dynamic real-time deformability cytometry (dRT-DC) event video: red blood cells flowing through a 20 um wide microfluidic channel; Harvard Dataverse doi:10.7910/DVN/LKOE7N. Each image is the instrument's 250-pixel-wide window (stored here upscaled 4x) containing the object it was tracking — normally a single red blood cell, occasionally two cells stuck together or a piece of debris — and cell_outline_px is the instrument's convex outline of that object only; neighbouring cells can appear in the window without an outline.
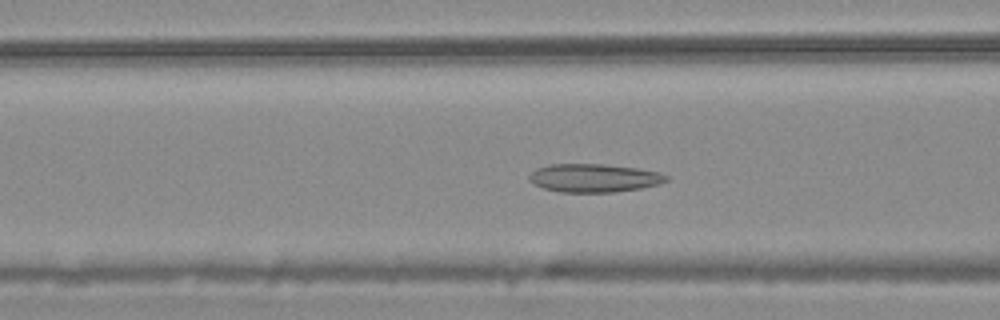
{"species": "common noctule bat (a hibernating species)", "species_latin": "Nyctalus noctula", "temperature_condition": "warm", "stored_images_in_passage": 54, "camera_frame_rate_fps": 3000, "um_per_image_px": 0.085, "animal": {"sex": "male", "body_mass_g": 20.4}, "frame": {"image": 1, "passage_image": 20, "time_ms": 6.333, "image_size_px": [1000, 320], "cell_outline_px": [[668, 180], [660, 184], [640, 188], [616, 192], [560, 192], [544, 188], [528, 180], [528, 176], [536, 168], [552, 164], [604, 164], [636, 168], [660, 172], [668, 176]], "centroid_in_image_um": [50.5, 15.13], "position_along_channel_um": 116.1, "area_um2": 22.6}}
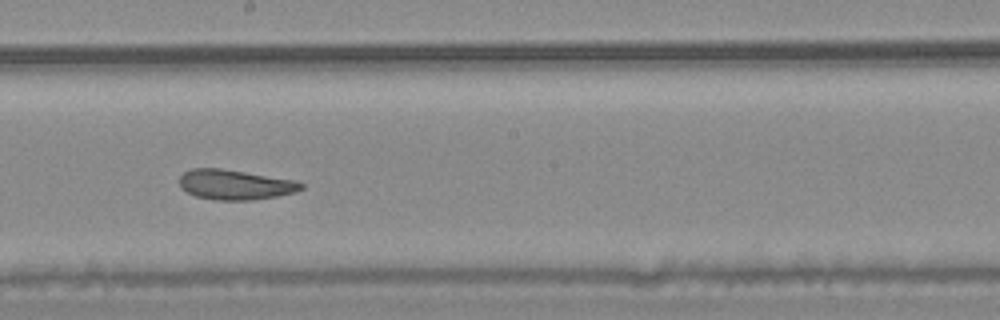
{"frame": {"image": 2, "passage_image": 29, "time_ms": 9.333, "image_size_px": [1000, 320], "cell_outline_px": [[304, 188], [296, 192], [276, 196], [252, 200], [216, 200], [196, 196], [180, 188], [180, 176], [184, 172], [192, 168], [220, 168], [296, 180], [304, 184]], "centroid_in_image_um": [19.99, 15.69], "position_along_channel_um": 228.2, "area_um2": 21.27}}
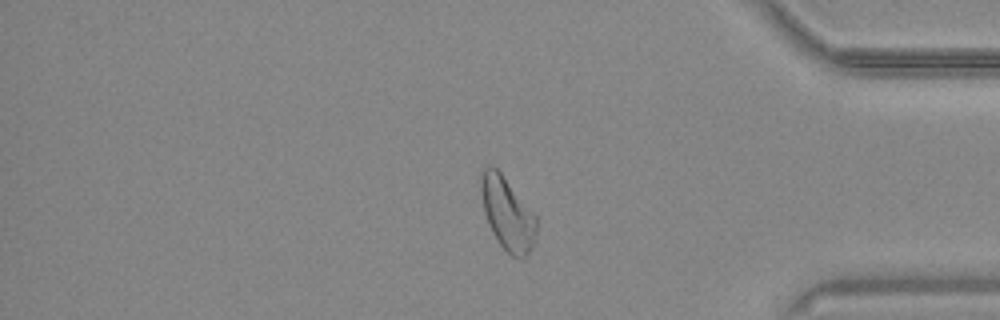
{"frame": {"image": 3, "passage_image": 44, "time_ms": 14.333, "image_size_px": [1000, 320], "cell_outline_px": [[536, 236], [532, 248], [528, 256], [524, 260], [512, 256], [500, 244], [492, 232], [488, 224], [484, 212], [480, 192], [480, 172], [488, 164], [492, 164], [500, 172], [536, 216]], "centroid_in_image_um": [43.11, 18.16], "position_along_channel_um": 392.1, "area_um2": 23.64}, "authors_computed_cell_mechanics": {"area_um2": 23.7269, "velocity_mm_per_s": 3.7347, "shape_relaxation_time_tau1_ms": null, "shape_relaxation_time_tau2_ms": 2.7993, "deformation_change_tau1": null, "deformation_change_tau2": 0.0967}}